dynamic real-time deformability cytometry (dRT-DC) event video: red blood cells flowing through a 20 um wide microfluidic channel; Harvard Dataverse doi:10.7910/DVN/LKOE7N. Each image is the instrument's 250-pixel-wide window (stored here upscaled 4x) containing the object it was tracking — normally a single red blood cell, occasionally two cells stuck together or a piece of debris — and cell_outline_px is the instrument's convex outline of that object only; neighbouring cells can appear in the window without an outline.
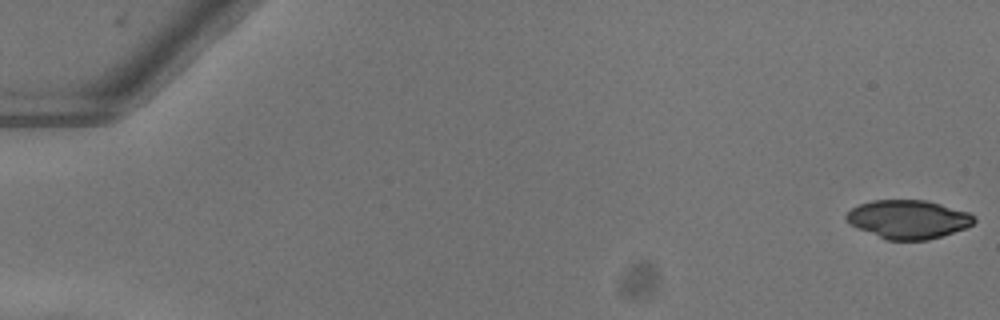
{"species": "common noctule bat (a hibernating species)", "species_latin": "Nyctalus noctula", "temperature_condition": "warm", "stored_images_in_passage": 52, "camera_frame_rate_fps": 3000, "um_per_image_px": 0.085, "animal": {"sex": "female"}, "frame": {"image": 1, "passage_image": 1, "time_ms": 0.0, "image_size_px": [1000, 320], "cell_outline_px": [[976, 220], [972, 224], [964, 228], [928, 240], [884, 240], [856, 228], [844, 216], [852, 208], [860, 204], [872, 200], [924, 200], [940, 204], [968, 212], [976, 216]], "centroid_in_image_um": [77.18, 18.65], "position_along_channel_um": 7.8, "area_um2": 28.61}}